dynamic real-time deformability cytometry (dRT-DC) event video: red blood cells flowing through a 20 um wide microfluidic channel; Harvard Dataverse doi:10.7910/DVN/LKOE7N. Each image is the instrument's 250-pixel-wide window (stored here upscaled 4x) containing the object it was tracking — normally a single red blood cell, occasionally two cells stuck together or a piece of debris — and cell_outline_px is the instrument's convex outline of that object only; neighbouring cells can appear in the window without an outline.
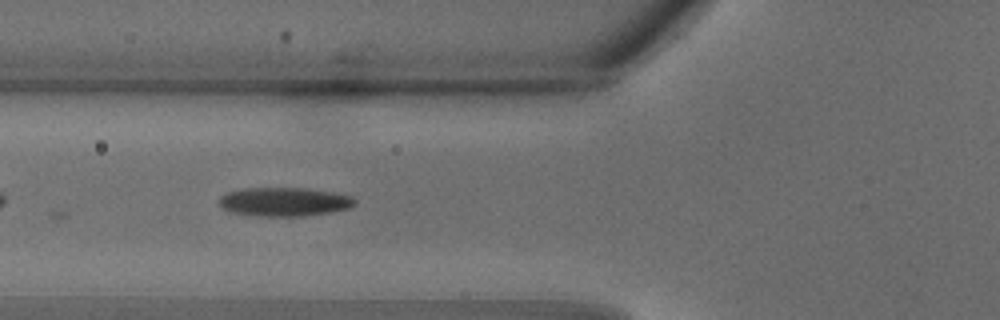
{"species": "common noctule bat (a hibernating species)", "species_latin": "Nyctalus noctula", "temperature_condition": "warm", "stored_images_in_passage": 30, "camera_frame_rate_fps": 3000, "um_per_image_px": 0.085, "animal": {"sex": "male", "body_mass_g": 18.8}, "frame": {"image": 1, "passage_image": 10, "time_ms": 3.0, "image_size_px": [1000, 320], "cell_outline_px": [[356, 204], [348, 208], [332, 212], [300, 216], [260, 216], [232, 212], [224, 208], [220, 204], [220, 196], [228, 192], [244, 188], [304, 188], [332, 192], [352, 196], [356, 200]], "centroid_in_image_um": [24.19, 17.15], "position_along_channel_um": 101.6, "area_um2": 22.6}}